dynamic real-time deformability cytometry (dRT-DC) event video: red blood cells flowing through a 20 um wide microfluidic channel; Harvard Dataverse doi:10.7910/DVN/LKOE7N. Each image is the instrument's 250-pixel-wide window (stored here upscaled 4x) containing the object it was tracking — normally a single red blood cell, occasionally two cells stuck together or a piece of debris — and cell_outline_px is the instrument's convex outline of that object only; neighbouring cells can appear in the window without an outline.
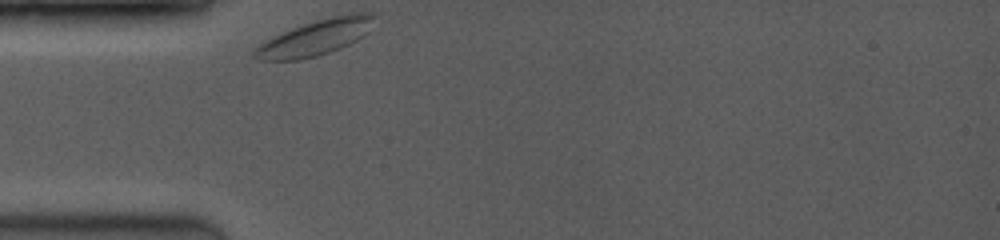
{"species": "common noctule bat (a hibernating species)", "species_latin": "Nyctalus noctula", "temperature_condition": "room temperature", "stored_images_in_passage": 60, "camera_frame_rate_fps": 3500, "um_per_image_px": 0.085, "animal": {"sex": "female", "body_mass_g": 19.0, "forearm_length_mm": 53.3}, "frame": {"image": 1, "passage_image": 1, "time_ms": 0.0, "image_size_px": [1000, 240], "cell_outline_px": [[376, 16], [368, 32], [364, 36], [340, 48], [316, 56], [300, 60], [260, 60], [252, 56], [252, 48], [264, 40], [292, 28], [316, 20], [332, 16], [356, 12], [372, 12]], "centroid_in_image_um": [26.79, 3.19], "position_along_channel_um": 58.2, "area_um2": 24.91}}
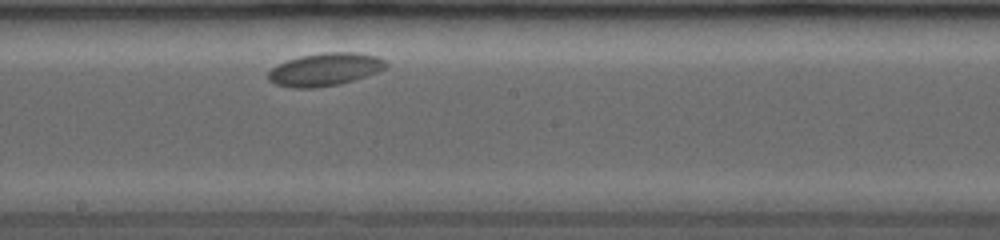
{"frame": {"image": 2, "passage_image": 25, "time_ms": 4.857, "image_size_px": [1000, 240], "cell_outline_px": [[388, 68], [380, 72], [340, 84], [312, 88], [292, 88], [276, 84], [268, 80], [268, 72], [276, 64], [300, 56], [320, 52], [356, 52], [376, 56], [384, 60], [388, 64]], "centroid_in_image_um": [27.64, 5.9], "position_along_channel_um": 220.6, "area_um2": 22.77}}
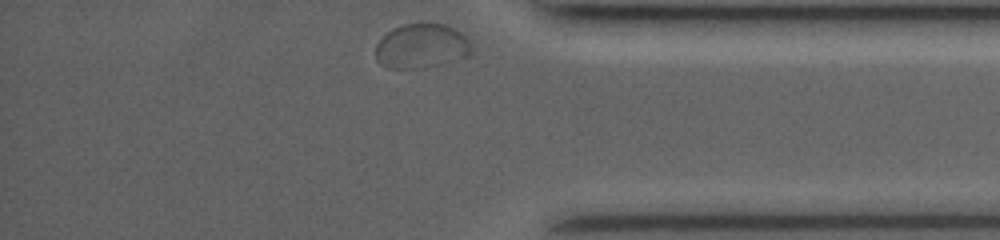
{"frame": {"image": 3, "passage_image": 59, "time_ms": 10.0, "image_size_px": [1000, 240], "cell_outline_px": [[472, 52], [464, 56], [452, 60], [420, 68], [388, 68], [380, 64], [376, 60], [376, 44], [392, 28], [404, 24], [420, 20], [444, 24], [460, 32], [468, 40], [472, 48]], "centroid_in_image_um": [35.78, 3.87], "position_along_channel_um": 399.4, "area_um2": 24.91}}